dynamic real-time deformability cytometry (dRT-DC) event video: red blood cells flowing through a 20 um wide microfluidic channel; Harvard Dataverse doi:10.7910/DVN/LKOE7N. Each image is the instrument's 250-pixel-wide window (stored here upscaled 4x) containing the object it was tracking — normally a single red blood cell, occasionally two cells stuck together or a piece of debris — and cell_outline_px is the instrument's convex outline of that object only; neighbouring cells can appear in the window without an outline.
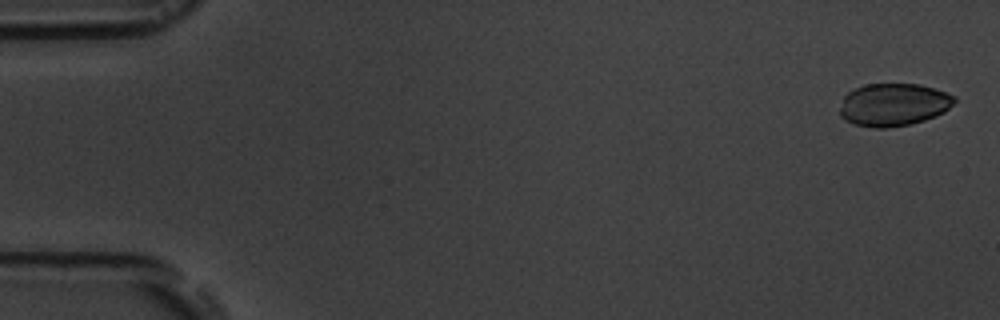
{"species": "common noctule bat (a hibernating species)", "species_latin": "Nyctalus noctula", "temperature_condition": "room temperature", "stored_images_in_passage": 8, "camera_frame_rate_fps": 3000, "um_per_image_px": 0.085, "animal": {"sex": "male", "body_mass_g": 19.5, "forearm_length_mm": 54.6}, "frame": {"image": 1, "passage_image": 1, "time_ms": 0.0, "image_size_px": [1000, 320], "cell_outline_px": [[956, 100], [944, 112], [936, 116], [912, 124], [888, 128], [872, 128], [852, 124], [844, 120], [840, 116], [840, 108], [844, 96], [848, 92], [864, 84], [920, 84], [956, 96]], "centroid_in_image_um": [75.92, 8.91], "position_along_channel_um": 9.1, "area_um2": 28.67}}
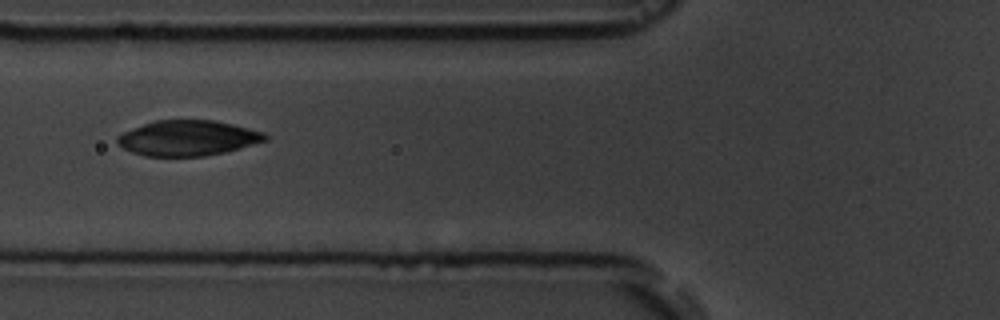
{"frame": {"image": 2, "passage_image": 6, "time_ms": 6.667, "image_size_px": [1000, 320], "cell_outline_px": [[268, 140], [240, 148], [224, 152], [204, 156], [144, 156], [132, 152], [116, 144], [116, 136], [124, 132], [144, 124], [156, 120], [216, 120], [264, 132], [268, 136]], "centroid_in_image_um": [15.96, 11.74], "position_along_channel_um": 109.8, "area_um2": 30.4}}
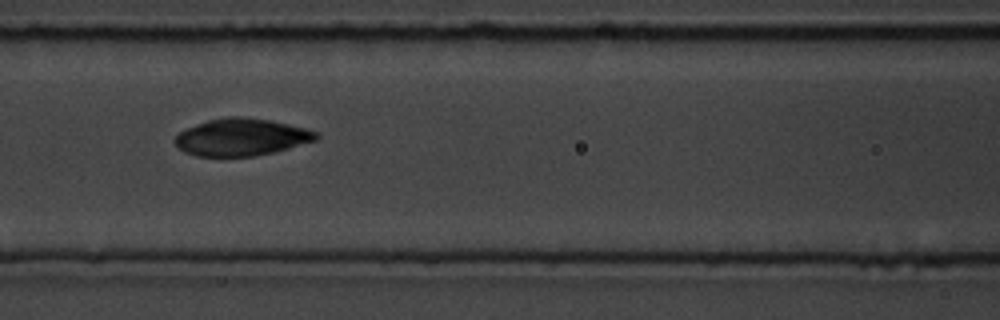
{"frame": {"image": 3, "passage_image": 7, "time_ms": 7.667, "image_size_px": [1000, 320], "cell_outline_px": [[320, 136], [316, 140], [288, 148], [272, 152], [252, 156], [196, 156], [184, 152], [172, 140], [180, 132], [196, 124], [208, 120], [228, 116], [240, 116], [268, 120], [288, 124], [304, 128], [316, 132]], "centroid_in_image_um": [20.49, 11.65], "position_along_channel_um": 146.1, "area_um2": 30.29}}